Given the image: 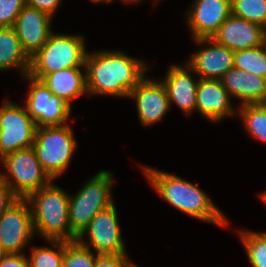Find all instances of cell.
<instances>
[{
  "label": "cell",
  "instance_id": "obj_1",
  "mask_svg": "<svg viewBox=\"0 0 266 267\" xmlns=\"http://www.w3.org/2000/svg\"><path fill=\"white\" fill-rule=\"evenodd\" d=\"M88 95L128 98L146 76L149 65L120 50L87 52L85 58Z\"/></svg>",
  "mask_w": 266,
  "mask_h": 267
},
{
  "label": "cell",
  "instance_id": "obj_2",
  "mask_svg": "<svg viewBox=\"0 0 266 267\" xmlns=\"http://www.w3.org/2000/svg\"><path fill=\"white\" fill-rule=\"evenodd\" d=\"M141 169L155 192L175 209L218 227H229L225 214L197 185L162 170L148 166Z\"/></svg>",
  "mask_w": 266,
  "mask_h": 267
},
{
  "label": "cell",
  "instance_id": "obj_3",
  "mask_svg": "<svg viewBox=\"0 0 266 267\" xmlns=\"http://www.w3.org/2000/svg\"><path fill=\"white\" fill-rule=\"evenodd\" d=\"M69 194L53 181L25 199L32 214L34 233L48 240L75 241L69 223Z\"/></svg>",
  "mask_w": 266,
  "mask_h": 267
},
{
  "label": "cell",
  "instance_id": "obj_4",
  "mask_svg": "<svg viewBox=\"0 0 266 267\" xmlns=\"http://www.w3.org/2000/svg\"><path fill=\"white\" fill-rule=\"evenodd\" d=\"M83 35L52 32L46 44L30 58L29 74L41 80L44 76L66 68H86L87 55Z\"/></svg>",
  "mask_w": 266,
  "mask_h": 267
},
{
  "label": "cell",
  "instance_id": "obj_5",
  "mask_svg": "<svg viewBox=\"0 0 266 267\" xmlns=\"http://www.w3.org/2000/svg\"><path fill=\"white\" fill-rule=\"evenodd\" d=\"M113 177L111 171L100 170L88 182L86 181L75 195H69V223L77 237L99 212L114 204Z\"/></svg>",
  "mask_w": 266,
  "mask_h": 267
},
{
  "label": "cell",
  "instance_id": "obj_6",
  "mask_svg": "<svg viewBox=\"0 0 266 267\" xmlns=\"http://www.w3.org/2000/svg\"><path fill=\"white\" fill-rule=\"evenodd\" d=\"M70 125L37 127L33 149L52 180L60 177L71 163L77 141Z\"/></svg>",
  "mask_w": 266,
  "mask_h": 267
},
{
  "label": "cell",
  "instance_id": "obj_7",
  "mask_svg": "<svg viewBox=\"0 0 266 267\" xmlns=\"http://www.w3.org/2000/svg\"><path fill=\"white\" fill-rule=\"evenodd\" d=\"M0 162L6 169L0 175L18 198H26L53 181L40 165L33 147L7 154Z\"/></svg>",
  "mask_w": 266,
  "mask_h": 267
},
{
  "label": "cell",
  "instance_id": "obj_8",
  "mask_svg": "<svg viewBox=\"0 0 266 267\" xmlns=\"http://www.w3.org/2000/svg\"><path fill=\"white\" fill-rule=\"evenodd\" d=\"M37 126L26 106L6 100L0 107V159L5 155L32 147Z\"/></svg>",
  "mask_w": 266,
  "mask_h": 267
},
{
  "label": "cell",
  "instance_id": "obj_9",
  "mask_svg": "<svg viewBox=\"0 0 266 267\" xmlns=\"http://www.w3.org/2000/svg\"><path fill=\"white\" fill-rule=\"evenodd\" d=\"M76 240L98 255H127L115 204L99 212Z\"/></svg>",
  "mask_w": 266,
  "mask_h": 267
},
{
  "label": "cell",
  "instance_id": "obj_10",
  "mask_svg": "<svg viewBox=\"0 0 266 267\" xmlns=\"http://www.w3.org/2000/svg\"><path fill=\"white\" fill-rule=\"evenodd\" d=\"M29 83L26 109L37 127H51L68 124L71 106L53 95L46 85L30 75L23 77Z\"/></svg>",
  "mask_w": 266,
  "mask_h": 267
},
{
  "label": "cell",
  "instance_id": "obj_11",
  "mask_svg": "<svg viewBox=\"0 0 266 267\" xmlns=\"http://www.w3.org/2000/svg\"><path fill=\"white\" fill-rule=\"evenodd\" d=\"M34 236L30 205L18 198L0 215V245L6 254H21Z\"/></svg>",
  "mask_w": 266,
  "mask_h": 267
},
{
  "label": "cell",
  "instance_id": "obj_12",
  "mask_svg": "<svg viewBox=\"0 0 266 267\" xmlns=\"http://www.w3.org/2000/svg\"><path fill=\"white\" fill-rule=\"evenodd\" d=\"M200 47L186 64L200 79H220L234 67V52L212 38L194 39Z\"/></svg>",
  "mask_w": 266,
  "mask_h": 267
},
{
  "label": "cell",
  "instance_id": "obj_13",
  "mask_svg": "<svg viewBox=\"0 0 266 267\" xmlns=\"http://www.w3.org/2000/svg\"><path fill=\"white\" fill-rule=\"evenodd\" d=\"M128 98L136 100L138 119L146 127L158 123L170 109L162 80L147 75L132 89Z\"/></svg>",
  "mask_w": 266,
  "mask_h": 267
},
{
  "label": "cell",
  "instance_id": "obj_14",
  "mask_svg": "<svg viewBox=\"0 0 266 267\" xmlns=\"http://www.w3.org/2000/svg\"><path fill=\"white\" fill-rule=\"evenodd\" d=\"M187 12L192 39L212 38L232 14L231 0H195Z\"/></svg>",
  "mask_w": 266,
  "mask_h": 267
},
{
  "label": "cell",
  "instance_id": "obj_15",
  "mask_svg": "<svg viewBox=\"0 0 266 267\" xmlns=\"http://www.w3.org/2000/svg\"><path fill=\"white\" fill-rule=\"evenodd\" d=\"M52 18L49 14L25 5L18 15L13 28L21 47L29 58L33 57L47 42Z\"/></svg>",
  "mask_w": 266,
  "mask_h": 267
},
{
  "label": "cell",
  "instance_id": "obj_16",
  "mask_svg": "<svg viewBox=\"0 0 266 267\" xmlns=\"http://www.w3.org/2000/svg\"><path fill=\"white\" fill-rule=\"evenodd\" d=\"M231 101L228 91L219 79L199 80L196 94V111L203 118L205 117L212 123H218L227 116H236L237 109Z\"/></svg>",
  "mask_w": 266,
  "mask_h": 267
},
{
  "label": "cell",
  "instance_id": "obj_17",
  "mask_svg": "<svg viewBox=\"0 0 266 267\" xmlns=\"http://www.w3.org/2000/svg\"><path fill=\"white\" fill-rule=\"evenodd\" d=\"M233 52L265 43L264 28L256 23L230 15L212 37Z\"/></svg>",
  "mask_w": 266,
  "mask_h": 267
},
{
  "label": "cell",
  "instance_id": "obj_18",
  "mask_svg": "<svg viewBox=\"0 0 266 267\" xmlns=\"http://www.w3.org/2000/svg\"><path fill=\"white\" fill-rule=\"evenodd\" d=\"M162 83L166 89L169 105L175 103L187 116L196 111L197 85L200 78L195 79L192 69L185 63L168 67ZM194 78V79H193Z\"/></svg>",
  "mask_w": 266,
  "mask_h": 267
},
{
  "label": "cell",
  "instance_id": "obj_19",
  "mask_svg": "<svg viewBox=\"0 0 266 267\" xmlns=\"http://www.w3.org/2000/svg\"><path fill=\"white\" fill-rule=\"evenodd\" d=\"M219 80L240 105L266 103V78L233 67Z\"/></svg>",
  "mask_w": 266,
  "mask_h": 267
},
{
  "label": "cell",
  "instance_id": "obj_20",
  "mask_svg": "<svg viewBox=\"0 0 266 267\" xmlns=\"http://www.w3.org/2000/svg\"><path fill=\"white\" fill-rule=\"evenodd\" d=\"M66 68L44 76L41 81L46 87L71 106L78 97L88 94L86 68Z\"/></svg>",
  "mask_w": 266,
  "mask_h": 267
},
{
  "label": "cell",
  "instance_id": "obj_21",
  "mask_svg": "<svg viewBox=\"0 0 266 267\" xmlns=\"http://www.w3.org/2000/svg\"><path fill=\"white\" fill-rule=\"evenodd\" d=\"M17 69L20 75L29 74L30 58L21 47L13 27H0V71Z\"/></svg>",
  "mask_w": 266,
  "mask_h": 267
},
{
  "label": "cell",
  "instance_id": "obj_22",
  "mask_svg": "<svg viewBox=\"0 0 266 267\" xmlns=\"http://www.w3.org/2000/svg\"><path fill=\"white\" fill-rule=\"evenodd\" d=\"M237 116L252 138L266 142V103L240 105Z\"/></svg>",
  "mask_w": 266,
  "mask_h": 267
},
{
  "label": "cell",
  "instance_id": "obj_23",
  "mask_svg": "<svg viewBox=\"0 0 266 267\" xmlns=\"http://www.w3.org/2000/svg\"><path fill=\"white\" fill-rule=\"evenodd\" d=\"M234 67L266 78V42L258 47L235 51Z\"/></svg>",
  "mask_w": 266,
  "mask_h": 267
},
{
  "label": "cell",
  "instance_id": "obj_24",
  "mask_svg": "<svg viewBox=\"0 0 266 267\" xmlns=\"http://www.w3.org/2000/svg\"><path fill=\"white\" fill-rule=\"evenodd\" d=\"M238 235L251 266L266 267V233L242 229Z\"/></svg>",
  "mask_w": 266,
  "mask_h": 267
},
{
  "label": "cell",
  "instance_id": "obj_25",
  "mask_svg": "<svg viewBox=\"0 0 266 267\" xmlns=\"http://www.w3.org/2000/svg\"><path fill=\"white\" fill-rule=\"evenodd\" d=\"M55 247H35L30 252L29 267H62L64 258V241L48 240ZM57 248V249H56Z\"/></svg>",
  "mask_w": 266,
  "mask_h": 267
},
{
  "label": "cell",
  "instance_id": "obj_26",
  "mask_svg": "<svg viewBox=\"0 0 266 267\" xmlns=\"http://www.w3.org/2000/svg\"><path fill=\"white\" fill-rule=\"evenodd\" d=\"M232 15L266 27V0H231Z\"/></svg>",
  "mask_w": 266,
  "mask_h": 267
},
{
  "label": "cell",
  "instance_id": "obj_27",
  "mask_svg": "<svg viewBox=\"0 0 266 267\" xmlns=\"http://www.w3.org/2000/svg\"><path fill=\"white\" fill-rule=\"evenodd\" d=\"M90 248L75 241H64L62 267H95L96 256Z\"/></svg>",
  "mask_w": 266,
  "mask_h": 267
},
{
  "label": "cell",
  "instance_id": "obj_28",
  "mask_svg": "<svg viewBox=\"0 0 266 267\" xmlns=\"http://www.w3.org/2000/svg\"><path fill=\"white\" fill-rule=\"evenodd\" d=\"M26 0H0V27H13Z\"/></svg>",
  "mask_w": 266,
  "mask_h": 267
},
{
  "label": "cell",
  "instance_id": "obj_29",
  "mask_svg": "<svg viewBox=\"0 0 266 267\" xmlns=\"http://www.w3.org/2000/svg\"><path fill=\"white\" fill-rule=\"evenodd\" d=\"M133 264L127 255L102 254L96 256L95 267H131Z\"/></svg>",
  "mask_w": 266,
  "mask_h": 267
},
{
  "label": "cell",
  "instance_id": "obj_30",
  "mask_svg": "<svg viewBox=\"0 0 266 267\" xmlns=\"http://www.w3.org/2000/svg\"><path fill=\"white\" fill-rule=\"evenodd\" d=\"M18 199L0 175V215Z\"/></svg>",
  "mask_w": 266,
  "mask_h": 267
},
{
  "label": "cell",
  "instance_id": "obj_31",
  "mask_svg": "<svg viewBox=\"0 0 266 267\" xmlns=\"http://www.w3.org/2000/svg\"><path fill=\"white\" fill-rule=\"evenodd\" d=\"M61 2L62 0H26V5L54 17Z\"/></svg>",
  "mask_w": 266,
  "mask_h": 267
},
{
  "label": "cell",
  "instance_id": "obj_32",
  "mask_svg": "<svg viewBox=\"0 0 266 267\" xmlns=\"http://www.w3.org/2000/svg\"><path fill=\"white\" fill-rule=\"evenodd\" d=\"M0 267H29V259L25 253L6 254L0 260Z\"/></svg>",
  "mask_w": 266,
  "mask_h": 267
},
{
  "label": "cell",
  "instance_id": "obj_33",
  "mask_svg": "<svg viewBox=\"0 0 266 267\" xmlns=\"http://www.w3.org/2000/svg\"><path fill=\"white\" fill-rule=\"evenodd\" d=\"M93 3H99V2H105V3H110V2H113L114 0H89ZM123 2H125L124 0H122Z\"/></svg>",
  "mask_w": 266,
  "mask_h": 267
},
{
  "label": "cell",
  "instance_id": "obj_34",
  "mask_svg": "<svg viewBox=\"0 0 266 267\" xmlns=\"http://www.w3.org/2000/svg\"><path fill=\"white\" fill-rule=\"evenodd\" d=\"M260 197H261L262 201L266 204V191L262 192L260 194Z\"/></svg>",
  "mask_w": 266,
  "mask_h": 267
},
{
  "label": "cell",
  "instance_id": "obj_35",
  "mask_svg": "<svg viewBox=\"0 0 266 267\" xmlns=\"http://www.w3.org/2000/svg\"><path fill=\"white\" fill-rule=\"evenodd\" d=\"M6 255V253L3 251L2 246L0 245V260Z\"/></svg>",
  "mask_w": 266,
  "mask_h": 267
},
{
  "label": "cell",
  "instance_id": "obj_36",
  "mask_svg": "<svg viewBox=\"0 0 266 267\" xmlns=\"http://www.w3.org/2000/svg\"><path fill=\"white\" fill-rule=\"evenodd\" d=\"M125 1V3H139L141 0H124Z\"/></svg>",
  "mask_w": 266,
  "mask_h": 267
},
{
  "label": "cell",
  "instance_id": "obj_37",
  "mask_svg": "<svg viewBox=\"0 0 266 267\" xmlns=\"http://www.w3.org/2000/svg\"><path fill=\"white\" fill-rule=\"evenodd\" d=\"M264 31H265V42H266V27L264 28Z\"/></svg>",
  "mask_w": 266,
  "mask_h": 267
},
{
  "label": "cell",
  "instance_id": "obj_38",
  "mask_svg": "<svg viewBox=\"0 0 266 267\" xmlns=\"http://www.w3.org/2000/svg\"><path fill=\"white\" fill-rule=\"evenodd\" d=\"M131 267H139V266H137L136 264H133Z\"/></svg>",
  "mask_w": 266,
  "mask_h": 267
}]
</instances>
